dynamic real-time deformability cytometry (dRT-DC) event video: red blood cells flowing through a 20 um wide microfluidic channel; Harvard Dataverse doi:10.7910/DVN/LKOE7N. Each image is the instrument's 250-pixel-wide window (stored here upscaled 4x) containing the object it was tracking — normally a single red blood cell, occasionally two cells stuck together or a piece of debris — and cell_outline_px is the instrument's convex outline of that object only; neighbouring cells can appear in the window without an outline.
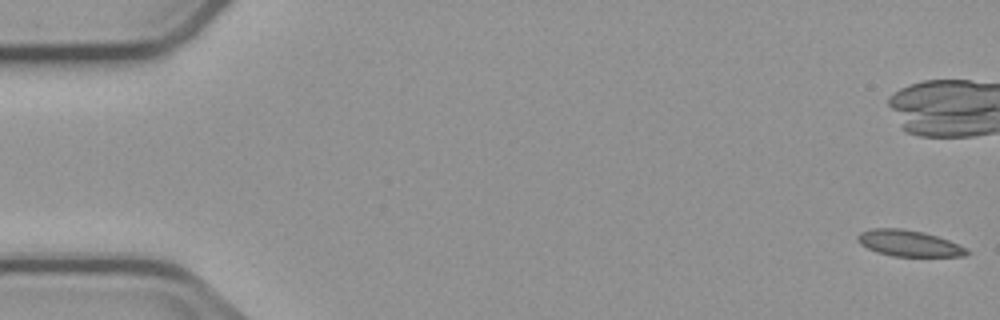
{"species": "common noctule bat (a hibernating species)", "species_latin": "Nyctalus noctula", "temperature_condition": "cold", "stored_images_in_passage": 6, "camera_frame_rate_fps": 3000, "um_per_image_px": 0.085, "animal": {"sex": "male", "body_mass_g": 23.1, "forearm_length_mm": 52.7}, "frame": {"image": 1, "passage_image": 1, "time_ms": 0.0, "image_size_px": [1000, 320], "cell_outline_px": [[972, 252], [964, 256], [892, 256], [876, 252], [860, 244], [856, 240], [856, 236], [860, 232], [872, 228], [900, 228], [924, 232], [948, 240], [968, 248]], "centroid_in_image_um": [77.25, 20.68], "position_along_channel_um": 7.8, "area_um2": 16.76}}